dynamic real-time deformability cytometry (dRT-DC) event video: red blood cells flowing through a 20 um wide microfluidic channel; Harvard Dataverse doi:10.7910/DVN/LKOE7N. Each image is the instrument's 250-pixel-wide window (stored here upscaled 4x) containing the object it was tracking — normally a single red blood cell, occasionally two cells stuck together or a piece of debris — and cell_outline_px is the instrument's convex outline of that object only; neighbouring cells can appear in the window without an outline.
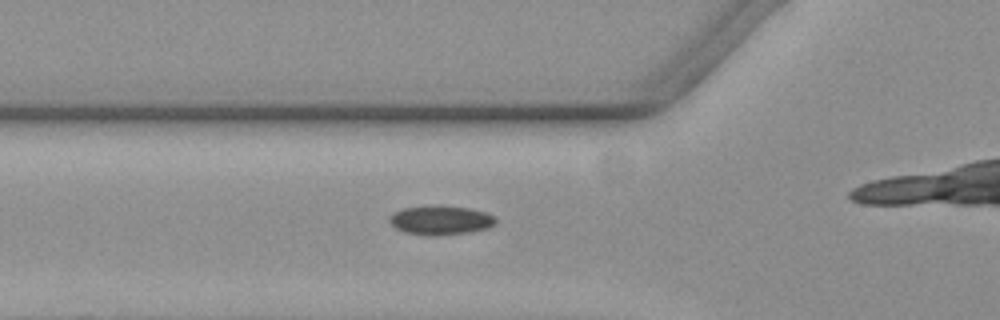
{"species": "common noctule bat (a hibernating species)", "species_latin": "Nyctalus noctula", "temperature_condition": "warm", "stored_images_in_passage": 11, "camera_frame_rate_fps": 3000, "um_per_image_px": 0.085, "animal": {"sex": "female", "body_mass_g": 19.3, "forearm_length_mm": 54.1}, "frame": {"image": 1, "passage_image": 4, "time_ms": 1.0, "image_size_px": [1000, 320], "cell_outline_px": [[628, 252], [624, 264], [508, 264], [504, 252], [528, 244], [576, 240]], "centroid_in_image_um": [48.04, 21.59], "position_along_channel_um": 77.8, "area_um2": 16.82}}
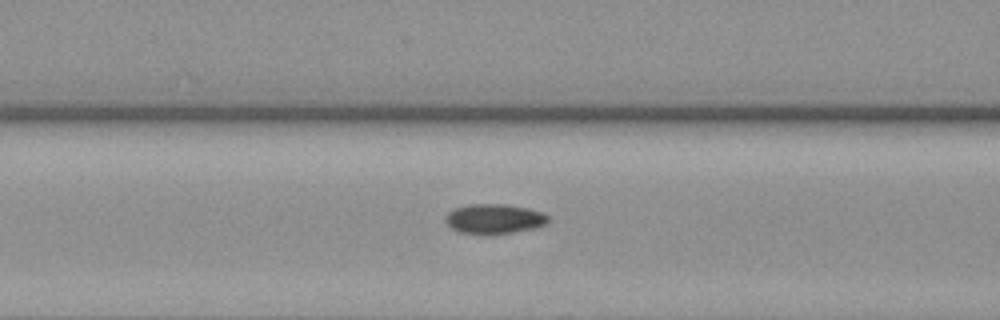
{"frame": {"image": 2, "passage_image": 7, "time_ms": 2.0, "image_size_px": [1000, 320], "cell_outline_px": [[552, 220], [544, 228], [500, 236], [476, 236], [456, 232], [448, 228], [444, 220], [444, 216], [448, 212], [456, 208], [472, 204], [504, 204], [528, 208], [544, 212]], "centroid_in_image_um": [42.07, 18.68], "position_along_channel_um": 124.5, "area_um2": 19.42}}
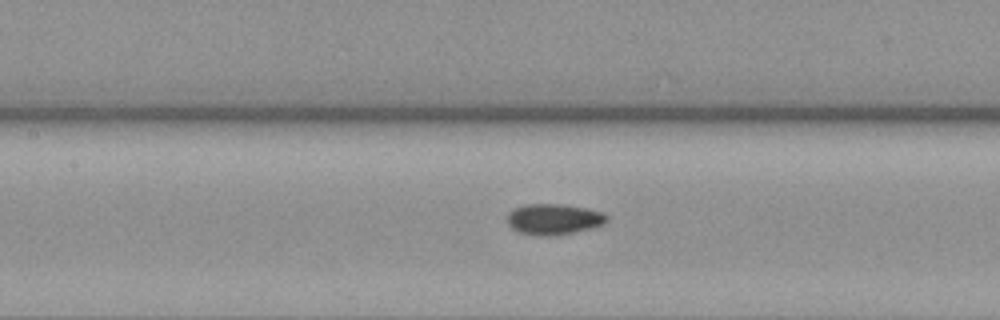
{"frame": {"image": 3, "passage_image": 10, "time_ms": 3.0, "image_size_px": [1000, 320], "cell_outline_px": [[484, 252], [480, 256], [460, 260], [348, 260], [352, 244], [356, 232], [440, 236], [484, 240]], "centroid_in_image_um": [35.12, 21.04], "position_along_channel_um": 172.3, "area_um2": 23.18}}